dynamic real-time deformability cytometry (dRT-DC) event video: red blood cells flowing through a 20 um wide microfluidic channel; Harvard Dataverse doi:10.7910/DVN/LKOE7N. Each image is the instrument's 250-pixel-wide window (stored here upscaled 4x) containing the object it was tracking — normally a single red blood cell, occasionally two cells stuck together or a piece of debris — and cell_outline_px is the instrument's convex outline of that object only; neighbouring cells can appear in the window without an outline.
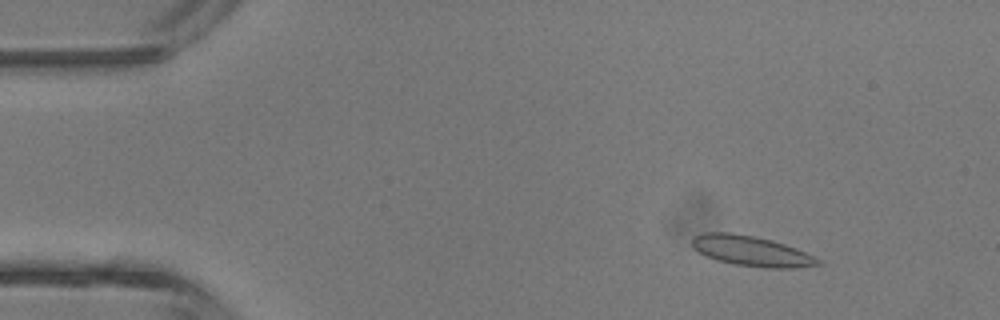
{"species": "common noctule bat (a hibernating species)", "species_latin": "Nyctalus noctula", "temperature_condition": "room temperature", "stored_images_in_passage": 3, "camera_frame_rate_fps": 3000, "um_per_image_px": 0.085, "animal": {"sex": "male", "body_mass_g": 13.3}, "frame": {"image": 1, "passage_image": 1, "time_ms": 0.0, "image_size_px": [1000, 320], "cell_outline_px": [[824, 264], [796, 268], [764, 268], [732, 264], [716, 260], [692, 248], [692, 240], [696, 236], [704, 232], [728, 232], [752, 236], [772, 240], [796, 248], [820, 260]], "centroid_in_image_um": [63.87, 21.35], "position_along_channel_um": 21.1, "area_um2": 22.08}}
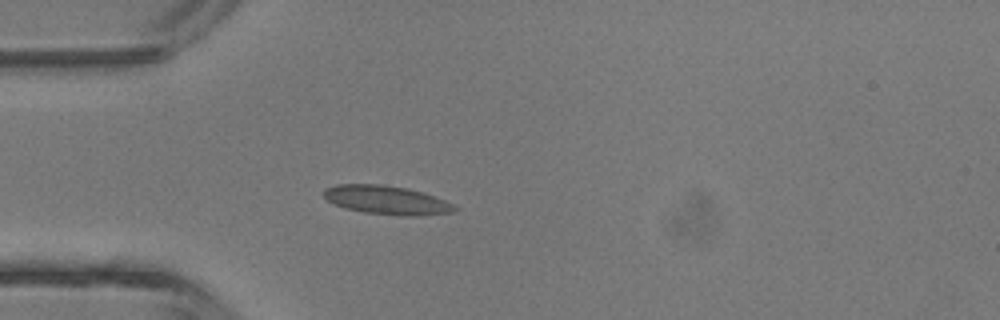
{"frame": {"image": 2, "passage_image": 3, "time_ms": 2.333, "image_size_px": [1000, 320], "cell_outline_px": [[460, 208], [456, 212], [420, 216], [400, 216], [364, 212], [344, 208], [328, 200], [324, 196], [324, 188], [336, 184], [380, 184], [408, 188], [444, 200]], "centroid_in_image_um": [32.89, 17.01], "position_along_channel_um": 52.1, "area_um2": 21.96}}